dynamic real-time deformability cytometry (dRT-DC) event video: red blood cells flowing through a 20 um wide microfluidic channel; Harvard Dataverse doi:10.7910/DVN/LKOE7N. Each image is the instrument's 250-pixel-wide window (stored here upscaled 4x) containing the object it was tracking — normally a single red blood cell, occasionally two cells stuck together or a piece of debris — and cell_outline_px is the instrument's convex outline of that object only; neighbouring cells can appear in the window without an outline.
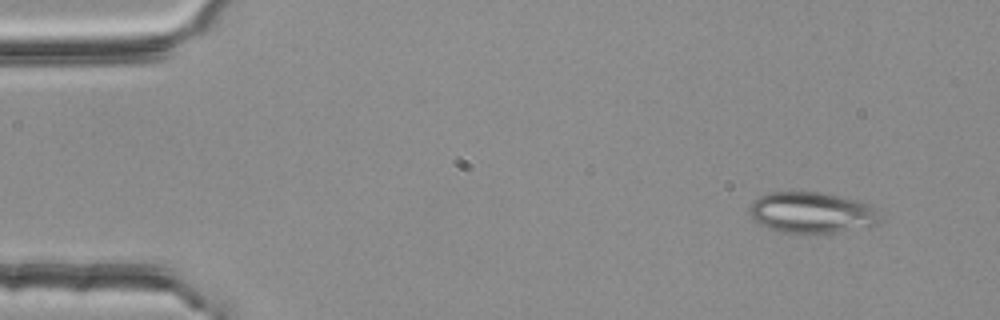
{"species": "common noctule bat (a hibernating species)", "species_latin": "Nyctalus noctula", "temperature_condition": "room temperature", "stored_images_in_passage": 4, "camera_frame_rate_fps": 3000, "um_per_image_px": 0.085, "animal": {"sex": "female", "body_mass_g": 25.1}, "frame": {"image": 1, "passage_image": 1, "time_ms": 0.0, "image_size_px": [1000, 320], "cell_outline_px": [[884, 220], [876, 224], [832, 232], [784, 232], [768, 228], [760, 224], [748, 212], [748, 208], [752, 200], [768, 192], [816, 192], [844, 196], [868, 204], [876, 208], [884, 216]], "centroid_in_image_um": [69.02, 18.04], "position_along_channel_um": 16.0, "area_um2": 31.1}}